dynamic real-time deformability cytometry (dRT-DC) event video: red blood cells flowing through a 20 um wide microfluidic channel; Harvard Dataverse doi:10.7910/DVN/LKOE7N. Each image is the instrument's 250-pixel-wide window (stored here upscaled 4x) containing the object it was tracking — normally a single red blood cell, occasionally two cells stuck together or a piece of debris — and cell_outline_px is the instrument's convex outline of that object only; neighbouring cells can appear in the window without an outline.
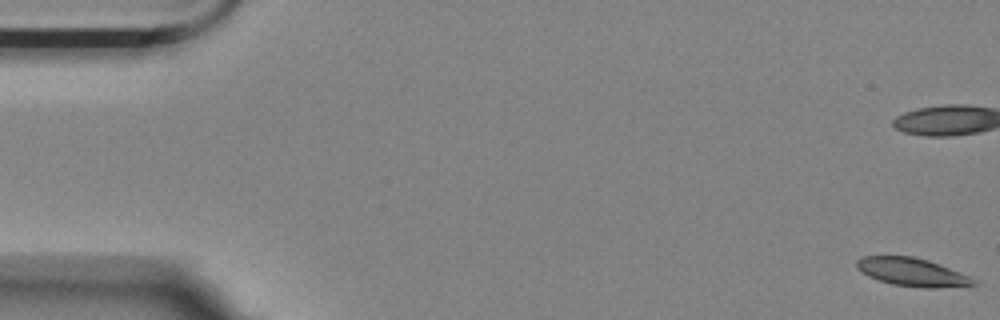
{"species": "Egyptian fruit bat (a non-hibernating species)", "species_latin": "Rousettus aegyptiacus", "temperature_condition": "room temperature", "stored_images_in_passage": 8, "camera_frame_rate_fps": 3000, "um_per_image_px": 0.085, "animal": {"sex": "female"}, "frame": {"image": 1, "passage_image": 1, "time_ms": 0.0, "image_size_px": [1000, 320], "cell_outline_px": [[980, 284], [932, 288], [924, 288], [892, 284], [868, 276], [856, 268], [856, 260], [864, 256], [912, 256], [928, 260], [960, 272], [980, 280]], "centroid_in_image_um": [77.57, 23.13], "position_along_channel_um": 7.4, "area_um2": 19.19}}
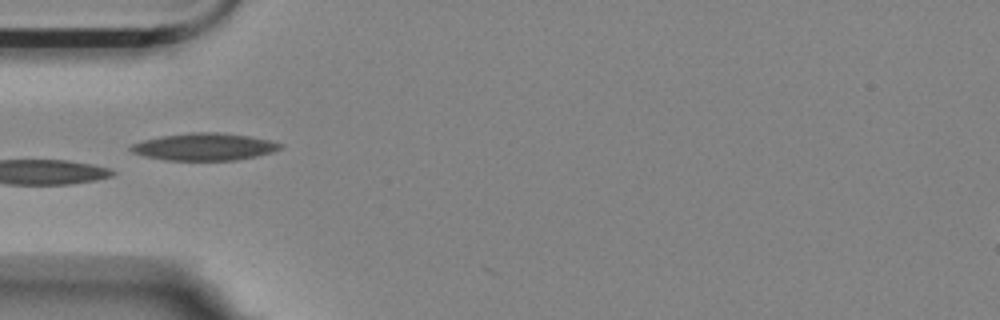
{"frame": {"image": 2, "passage_image": 6, "time_ms": 6.0, "image_size_px": [1000, 320], "cell_outline_px": [[280, 148], [272, 152], [256, 156], [236, 160], [164, 160], [144, 156], [132, 152], [128, 148], [132, 144], [144, 140], [164, 136], [192, 132], [216, 132], [248, 136], [268, 140], [280, 144]], "centroid_in_image_um": [17.32, 12.48], "position_along_channel_um": 67.7, "area_um2": 23.35}}
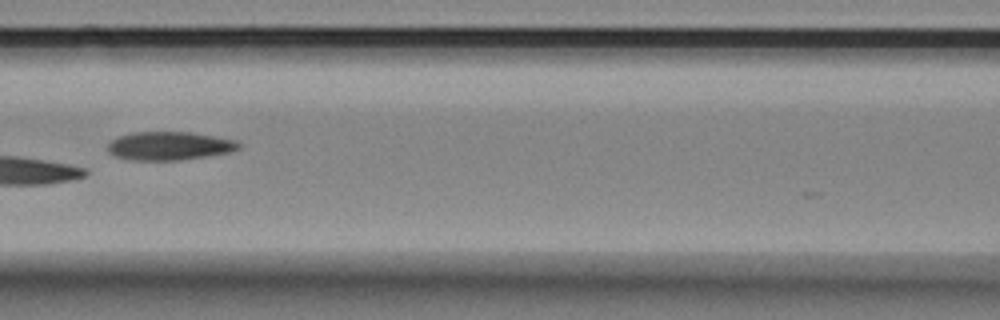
{"frame": {"image": 3, "passage_image": 8, "time_ms": 8.333, "image_size_px": [1000, 320], "cell_outline_px": [[240, 148], [232, 152], [180, 160], [128, 160], [112, 156], [108, 152], [108, 144], [112, 140], [120, 136], [136, 132], [188, 132], [236, 140], [240, 144]], "centroid_in_image_um": [14.38, 12.41], "position_along_channel_um": 152.2, "area_um2": 21.68}}